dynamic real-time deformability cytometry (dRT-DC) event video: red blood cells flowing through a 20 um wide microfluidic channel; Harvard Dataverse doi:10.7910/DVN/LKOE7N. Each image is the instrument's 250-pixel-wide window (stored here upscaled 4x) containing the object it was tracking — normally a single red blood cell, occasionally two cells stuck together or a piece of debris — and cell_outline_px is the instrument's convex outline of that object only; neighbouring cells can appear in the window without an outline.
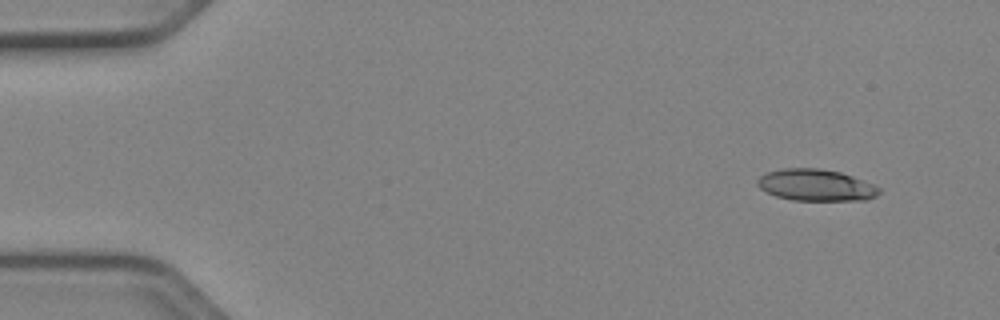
{"species": "Egyptian fruit bat (a non-hibernating species)", "species_latin": "Rousettus aegyptiacus", "temperature_condition": "cold", "stored_images_in_passage": 12, "camera_frame_rate_fps": 3000, "um_per_image_px": 0.085, "animal": {"sex": "female"}, "frame": {"image": 1, "passage_image": 1, "time_ms": 0.0, "image_size_px": [1000, 320], "cell_outline_px": [[880, 192], [876, 196], [868, 200], [792, 200], [776, 196], [760, 188], [756, 184], [756, 180], [764, 172], [784, 168], [820, 168], [840, 172], [852, 176], [872, 184], [880, 188]], "centroid_in_image_um": [69.33, 15.73], "position_along_channel_um": 15.7, "area_um2": 22.48}}
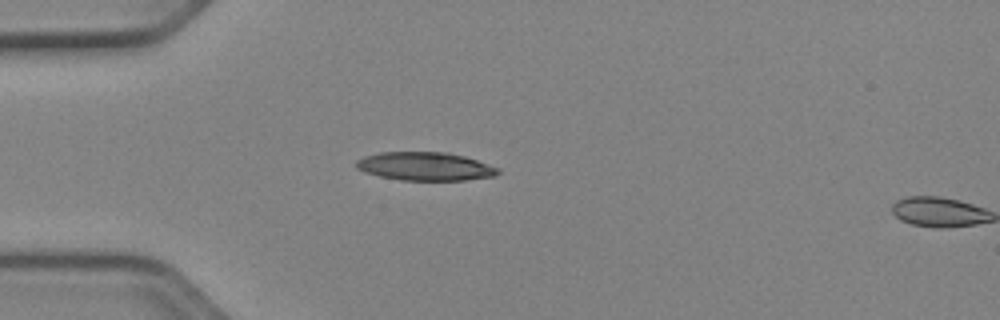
{"frame": {"image": 2, "passage_image": 11, "time_ms": 3.333, "image_size_px": [1000, 320], "cell_outline_px": [[500, 172], [496, 176], [464, 180], [400, 180], [380, 176], [364, 172], [356, 168], [356, 160], [364, 156], [380, 152], [448, 152], [464, 156], [500, 168]], "centroid_in_image_um": [36.14, 14.14], "position_along_channel_um": 48.9, "area_um2": 23.52}}